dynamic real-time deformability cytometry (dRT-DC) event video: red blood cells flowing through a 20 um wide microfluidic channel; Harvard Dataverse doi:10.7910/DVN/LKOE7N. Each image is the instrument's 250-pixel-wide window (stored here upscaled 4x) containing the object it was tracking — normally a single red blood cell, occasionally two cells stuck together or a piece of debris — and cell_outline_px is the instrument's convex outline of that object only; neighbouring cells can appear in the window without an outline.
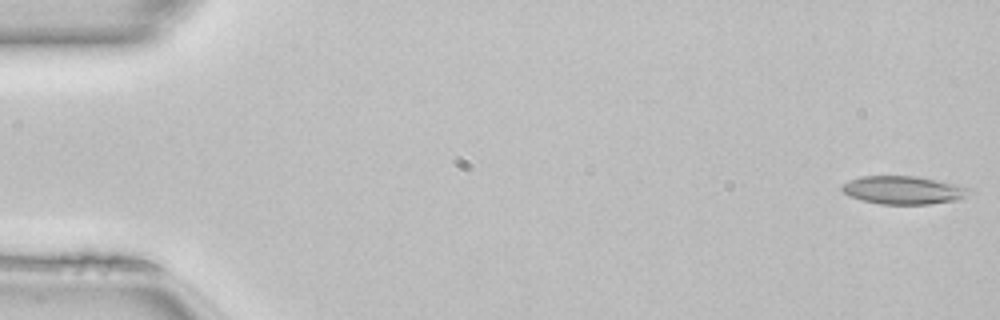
{"species": "common noctule bat (a hibernating species)", "species_latin": "Nyctalus noctula", "temperature_condition": "room temperature", "stored_images_in_passage": 49, "camera_frame_rate_fps": 3000, "um_per_image_px": 0.085, "animal": {"sex": "female", "body_mass_g": 22.7, "forearm_length_mm": 54.2}, "frame": {"image": 1, "passage_image": 1, "time_ms": 0.0, "image_size_px": [1000, 320], "cell_outline_px": [[972, 192], [960, 200], [928, 204], [880, 204], [860, 200], [848, 196], [840, 188], [848, 180], [860, 176], [916, 176], [956, 184], [972, 188]], "centroid_in_image_um": [76.8, 16.16], "position_along_channel_um": 8.2, "area_um2": 21.1}}
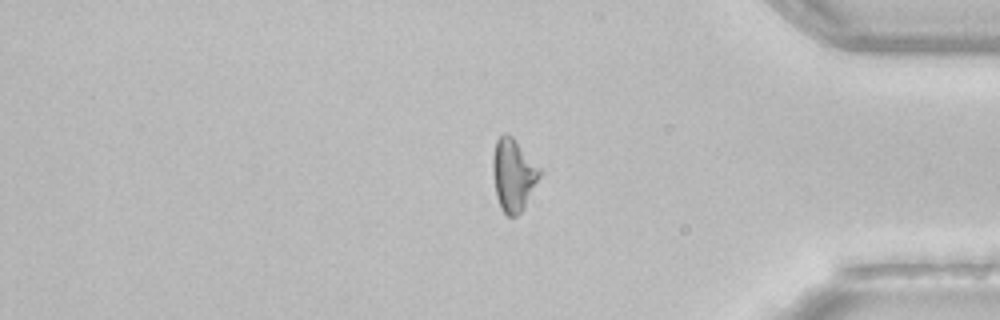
{"frame": {"image": 2, "passage_image": 41, "time_ms": 13.333, "image_size_px": [1000, 320], "cell_outline_px": [[540, 176], [524, 208], [516, 216], [508, 216], [500, 208], [496, 196], [492, 176], [492, 156], [496, 140], [504, 132], [512, 136], [540, 168]], "centroid_in_image_um": [43.6, 14.86], "position_along_channel_um": 391.6, "area_um2": 19.77}}
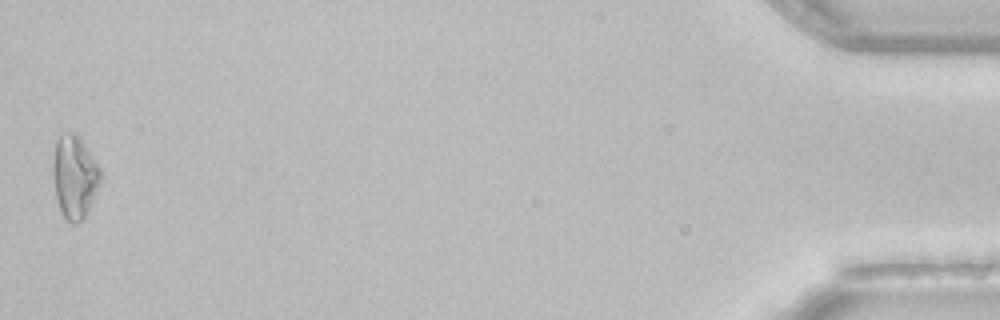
{"frame": {"image": 3, "passage_image": 49, "time_ms": 16.0, "image_size_px": [1000, 320], "cell_outline_px": [[104, 176], [88, 212], [80, 220], [72, 224], [60, 212], [56, 196], [52, 172], [52, 164], [56, 140], [60, 136], [68, 132], [76, 132], [80, 136], [104, 172]], "centroid_in_image_um": [6.38, 14.99], "position_along_channel_um": 428.8, "area_um2": 23.52}, "authors_computed_cell_mechanics": {"area_um2": 19.8254, "velocity_mm_per_s": 4.142, "shape_relaxation_time_tau1_ms": null, "shape_relaxation_time_tau2_ms": 7.5906, "deformation_change_tau1": null, "deformation_change_tau2": 0.208}}